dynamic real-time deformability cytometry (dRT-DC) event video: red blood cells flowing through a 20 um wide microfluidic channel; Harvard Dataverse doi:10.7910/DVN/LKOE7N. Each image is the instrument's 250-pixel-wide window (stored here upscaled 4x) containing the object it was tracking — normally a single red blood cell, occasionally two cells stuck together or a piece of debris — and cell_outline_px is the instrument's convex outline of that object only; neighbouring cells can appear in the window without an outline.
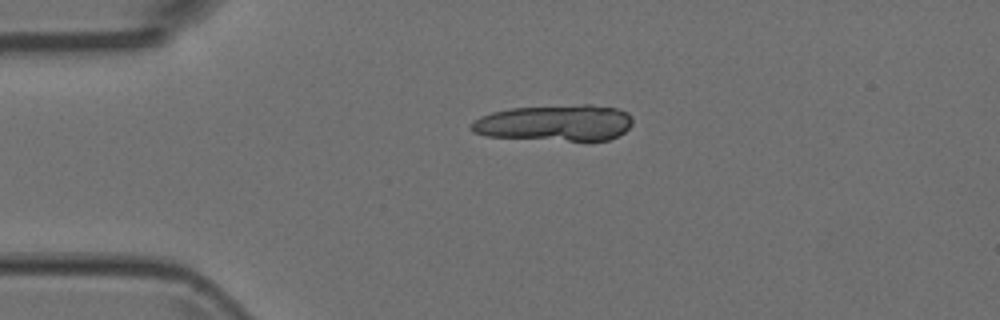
{"species": "Egyptian fruit bat (a non-hibernating species)", "species_latin": "Rousettus aegyptiacus", "temperature_condition": "room temperature", "stored_images_in_passage": 4, "segment_of_instrument_passage": [1, 2], "camera_frame_rate_fps": 3000, "um_per_image_px": 0.085, "animal": {"sex": "female"}, "frame": {"image": 1, "passage_image": 1, "time_ms": 0.0, "image_size_px": [1000, 320], "cell_outline_px": [[632, 124], [624, 132], [608, 140], [568, 140], [488, 136], [472, 132], [468, 128], [480, 116], [492, 112], [512, 108], [584, 104], [592, 104], [616, 108], [628, 112], [632, 116]], "centroid_in_image_um": [47.2, 10.43], "position_along_channel_um": 37.8, "area_um2": 33.87}}